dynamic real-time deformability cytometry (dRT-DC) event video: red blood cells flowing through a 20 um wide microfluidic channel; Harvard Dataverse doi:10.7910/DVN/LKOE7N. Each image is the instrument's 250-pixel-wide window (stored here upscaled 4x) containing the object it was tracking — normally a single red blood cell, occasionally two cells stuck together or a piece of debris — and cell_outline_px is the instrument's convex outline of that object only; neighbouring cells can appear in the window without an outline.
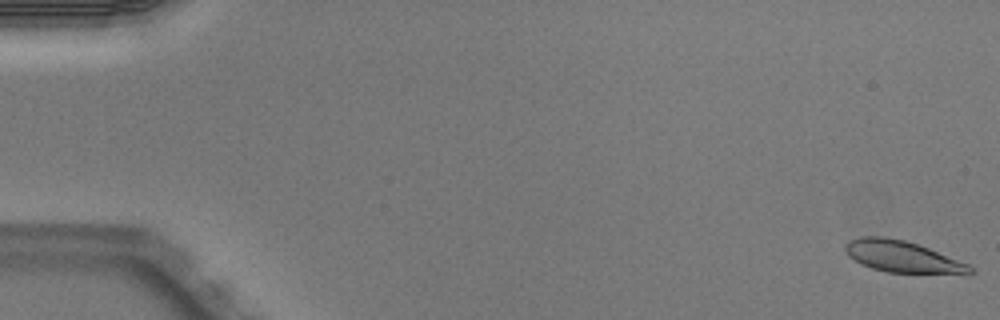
{"species": "Egyptian fruit bat (a non-hibernating species)", "species_latin": "Rousettus aegyptiacus", "temperature_condition": "warm", "stored_images_in_passage": 4, "camera_frame_rate_fps": 3000, "um_per_image_px": 0.085, "animal": {"sex": "male"}, "frame": {"image": 1, "passage_image": 1, "time_ms": 0.0, "image_size_px": [1000, 320], "cell_outline_px": [[976, 272], [968, 276], [888, 272], [872, 268], [860, 264], [848, 256], [844, 248], [844, 244], [848, 240], [860, 236], [884, 236], [904, 240], [928, 248], [968, 264]], "centroid_in_image_um": [76.75, 21.85], "position_along_channel_um": 8.2, "area_um2": 23.58}}
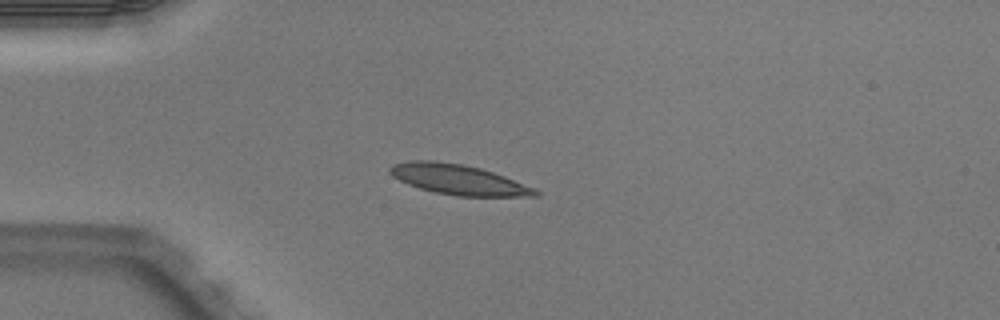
{"frame": {"image": 2, "passage_image": 4, "time_ms": 1.0, "image_size_px": [1000, 320], "cell_outline_px": [[540, 196], [456, 196], [436, 192], [420, 188], [408, 184], [392, 176], [388, 172], [388, 168], [392, 164], [408, 160], [436, 160], [460, 164], [480, 168], [504, 176], [536, 188], [540, 192]], "centroid_in_image_um": [38.94, 15.25], "position_along_channel_um": 46.1, "area_um2": 25.55}}